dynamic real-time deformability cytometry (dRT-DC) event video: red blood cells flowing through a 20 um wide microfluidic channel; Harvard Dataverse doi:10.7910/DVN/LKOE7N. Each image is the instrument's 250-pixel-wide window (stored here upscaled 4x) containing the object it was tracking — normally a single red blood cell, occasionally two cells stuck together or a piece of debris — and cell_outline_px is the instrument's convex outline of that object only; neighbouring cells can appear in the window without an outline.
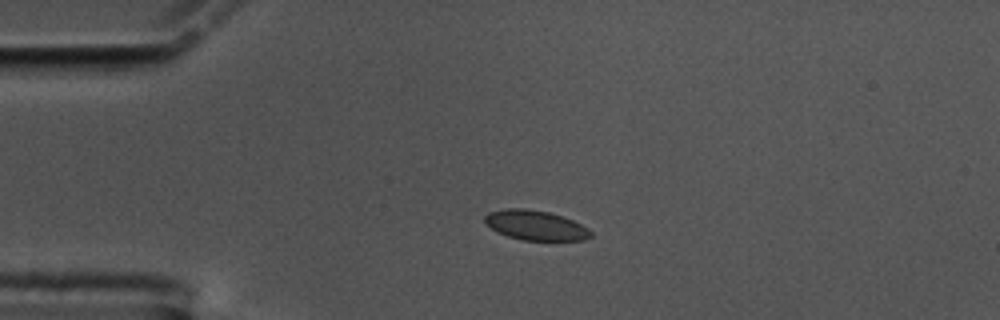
{"species": "common noctule bat (a hibernating species)", "species_latin": "Nyctalus noctula", "temperature_condition": "cold", "stored_images_in_passage": 46, "camera_frame_rate_fps": 3000, "um_per_image_px": 0.085, "animal": {"sex": "male", "body_mass_g": 17.5, "forearm_length_mm": 52.3}, "frame": {"image": 1, "passage_image": 1, "time_ms": 0.0, "image_size_px": [1000, 320], "cell_outline_px": [[592, 236], [584, 240], [524, 240], [508, 236], [496, 232], [484, 224], [484, 216], [488, 212], [504, 208], [524, 208], [548, 212], [572, 220], [588, 228], [592, 232]], "centroid_in_image_um": [45.47, 19.14], "position_along_channel_um": 39.5, "area_um2": 18.44}}
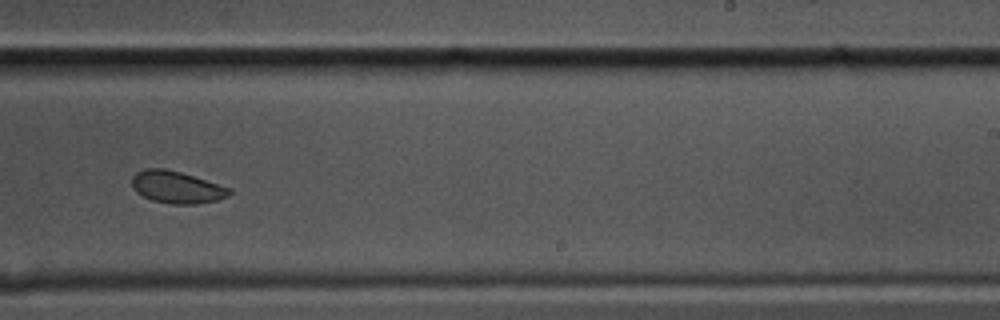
{"frame": {"image": 2, "passage_image": 24, "time_ms": 7.667, "image_size_px": [1000, 320], "cell_outline_px": [[232, 192], [228, 196], [216, 200], [196, 204], [172, 204], [152, 200], [136, 192], [132, 188], [132, 176], [136, 172], [144, 168], [164, 168], [180, 172], [232, 188]], "centroid_in_image_um": [15.01, 15.9], "position_along_channel_um": 274.0, "area_um2": 18.26}}
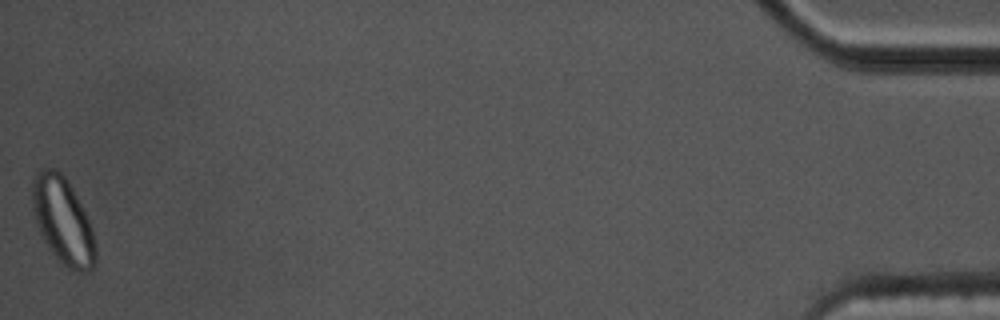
{"frame": {"image": 3, "passage_image": 46, "time_ms": 15.0, "image_size_px": [1000, 320], "cell_outline_px": [[96, 264], [88, 272], [76, 272], [60, 264], [44, 240], [40, 232], [32, 208], [32, 180], [36, 172], [44, 168], [56, 168], [64, 176], [72, 188], [92, 228], [96, 244]], "centroid_in_image_um": [5.35, 18.79], "position_along_channel_um": 429.9, "area_um2": 31.91}, "authors_computed_cell_mechanics": {"area_um2": 18.6694, "velocity_mm_per_s": 3.4278, "shape_relaxation_time_tau1_ms": 3.6774, "shape_relaxation_time_tau2_ms": null, "deformation_change_tau1": 0.065, "deformation_change_tau2": null}}